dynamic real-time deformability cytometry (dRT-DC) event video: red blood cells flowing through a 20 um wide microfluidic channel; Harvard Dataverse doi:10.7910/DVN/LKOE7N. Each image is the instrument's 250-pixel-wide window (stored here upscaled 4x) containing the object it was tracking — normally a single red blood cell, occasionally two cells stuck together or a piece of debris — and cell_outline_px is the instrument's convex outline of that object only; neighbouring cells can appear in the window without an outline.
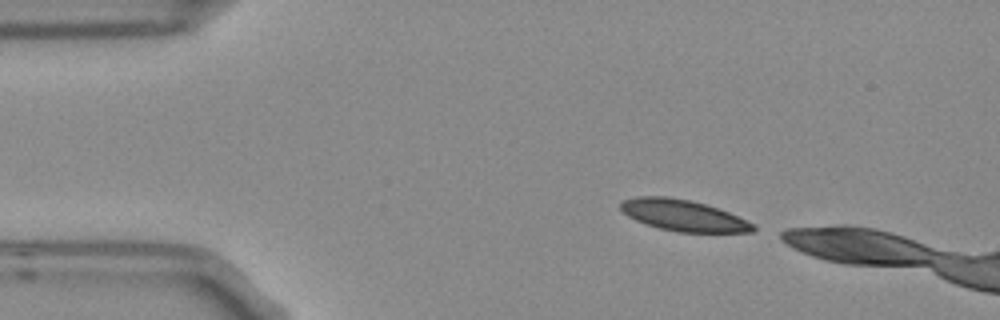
{"species": "Egyptian fruit bat (a non-hibernating species)", "species_latin": "Rousettus aegyptiacus", "temperature_condition": "room temperature", "stored_images_in_passage": 7, "camera_frame_rate_fps": 3000, "um_per_image_px": 0.085, "frame": {"image": 1, "passage_image": 1, "time_ms": 0.0, "image_size_px": [1000, 320], "cell_outline_px": [[756, 228], [752, 232], [680, 232], [660, 228], [644, 224], [628, 216], [620, 208], [620, 204], [624, 200], [636, 196], [664, 196], [688, 200], [704, 204], [728, 212], [756, 224]], "centroid_in_image_um": [58.08, 18.31], "position_along_channel_um": 26.9, "area_um2": 23.87}}
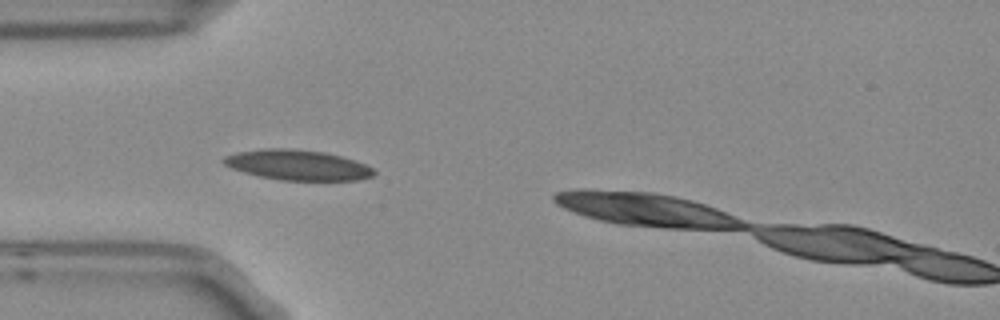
{"frame": {"image": 2, "passage_image": 3, "time_ms": 0.667, "image_size_px": [1000, 320], "cell_outline_px": [[376, 172], [372, 176], [356, 180], [280, 180], [260, 176], [244, 172], [232, 168], [224, 164], [220, 160], [224, 156], [240, 152], [264, 148], [284, 148], [324, 152], [340, 156], [364, 164], [372, 168]], "centroid_in_image_um": [25.26, 14.03], "position_along_channel_um": 59.7, "area_um2": 26.13}}